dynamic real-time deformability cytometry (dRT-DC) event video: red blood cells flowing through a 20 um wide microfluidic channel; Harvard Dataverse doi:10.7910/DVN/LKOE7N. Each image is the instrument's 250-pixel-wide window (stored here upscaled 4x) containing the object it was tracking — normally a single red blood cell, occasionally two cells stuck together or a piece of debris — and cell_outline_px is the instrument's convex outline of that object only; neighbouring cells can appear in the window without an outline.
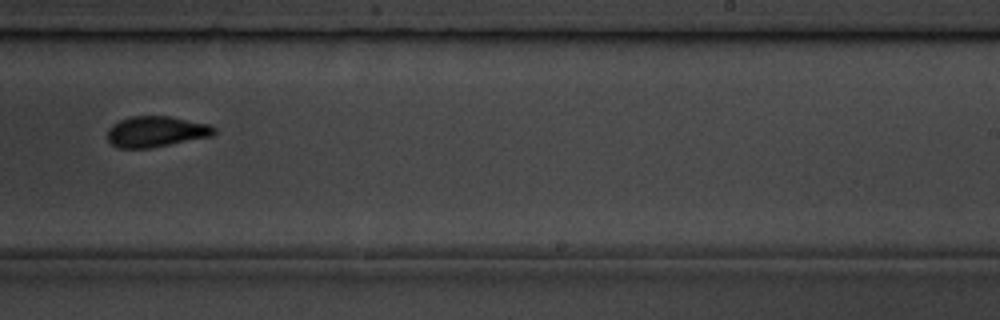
{"species": "common noctule bat (a hibernating species)", "species_latin": "Nyctalus noctula", "temperature_condition": "room temperature", "stored_images_in_passage": 12, "camera_frame_rate_fps": 3000, "um_per_image_px": 0.085, "animal": {"sex": "male", "body_mass_g": 19.5, "forearm_length_mm": 54.6}, "frame": {"image": 1, "passage_image": 6, "time_ms": 6.667, "image_size_px": [1000, 320], "cell_outline_px": [[216, 132], [212, 136], [148, 148], [120, 148], [112, 144], [108, 140], [108, 128], [112, 124], [120, 120], [132, 116], [168, 116], [208, 124], [216, 128]], "centroid_in_image_um": [13.25, 11.18], "position_along_channel_um": 275.7, "area_um2": 18.96}}
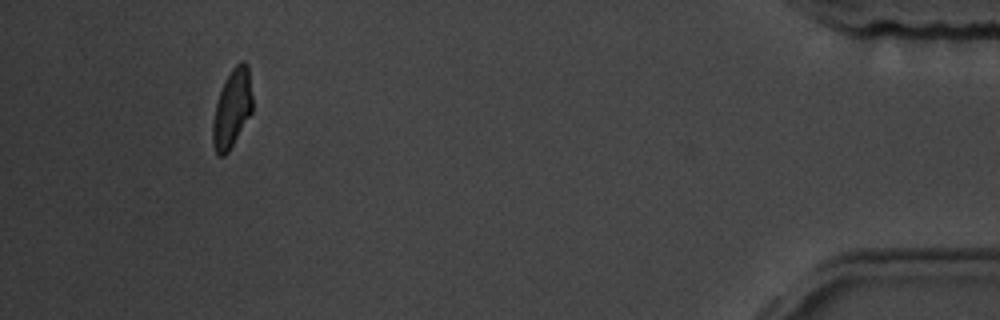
{"frame": {"image": 2, "passage_image": 11, "time_ms": 12.333, "image_size_px": [1000, 320], "cell_outline_px": [[252, 112], [228, 152], [224, 156], [220, 156], [216, 152], [212, 140], [212, 124], [216, 104], [224, 80], [232, 68], [240, 60], [244, 60], [248, 64], [252, 96]], "centroid_in_image_um": [19.73, 9.18], "position_along_channel_um": 415.5, "area_um2": 18.09}, "authors_computed_cell_mechanics": {"area_um2": 18.4382, "velocity_mm_per_s": 3.646, "shape_relaxation_time_tau1_ms": null, "shape_relaxation_time_tau2_ms": 3.3942, "deformation_change_tau1": null, "deformation_change_tau2": 0.085}}